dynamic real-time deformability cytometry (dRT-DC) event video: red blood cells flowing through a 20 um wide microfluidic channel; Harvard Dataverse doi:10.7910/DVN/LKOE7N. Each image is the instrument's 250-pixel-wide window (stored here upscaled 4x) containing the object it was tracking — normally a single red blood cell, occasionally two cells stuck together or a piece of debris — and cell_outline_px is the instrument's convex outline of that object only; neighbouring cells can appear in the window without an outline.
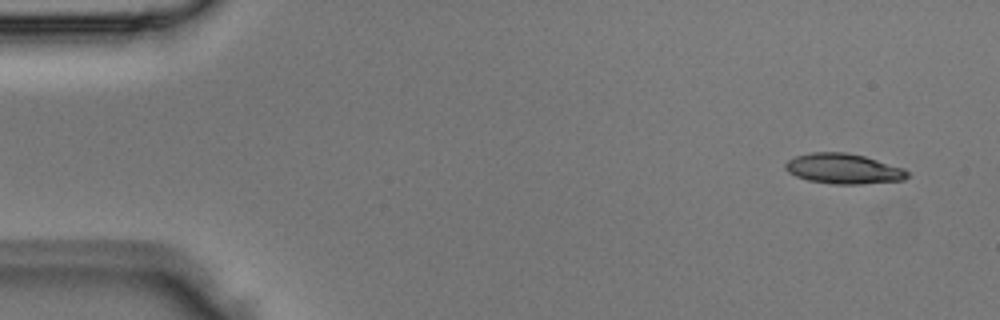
{"species": "Egyptian fruit bat (a non-hibernating species)", "species_latin": "Rousettus aegyptiacus", "temperature_condition": "room temperature", "stored_images_in_passage": 4, "camera_frame_rate_fps": 3000, "um_per_image_px": 0.085, "animal": {"sex": "male"}, "frame": {"image": 1, "passage_image": 1, "time_ms": 0.0, "image_size_px": [1000, 320], "cell_outline_px": [[908, 176], [904, 180], [860, 184], [832, 184], [808, 180], [796, 176], [788, 172], [784, 168], [784, 164], [788, 160], [796, 156], [812, 152], [844, 152], [864, 156], [904, 168], [908, 172]], "centroid_in_image_um": [71.68, 14.34], "position_along_channel_um": 13.3, "area_um2": 21.44}}
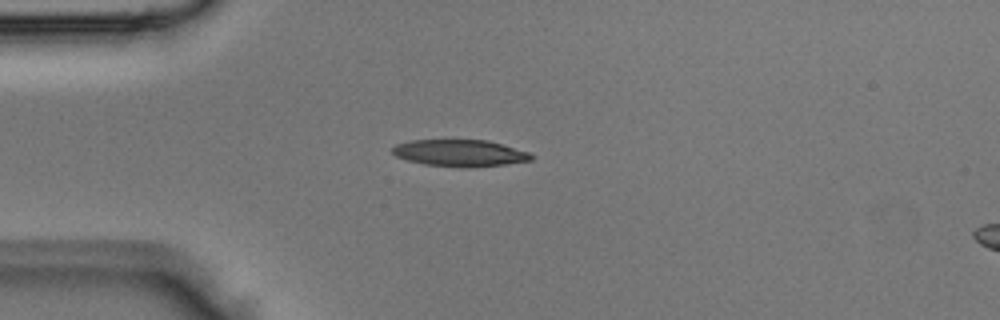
{"frame": {"image": 2, "passage_image": 3, "time_ms": 0.667, "image_size_px": [1000, 320], "cell_outline_px": [[536, 156], [532, 160], [504, 164], [424, 164], [408, 160], [396, 156], [392, 152], [392, 148], [396, 144], [412, 140], [488, 140], [528, 152]], "centroid_in_image_um": [39.07, 12.95], "position_along_channel_um": 45.9, "area_um2": 20.4}}